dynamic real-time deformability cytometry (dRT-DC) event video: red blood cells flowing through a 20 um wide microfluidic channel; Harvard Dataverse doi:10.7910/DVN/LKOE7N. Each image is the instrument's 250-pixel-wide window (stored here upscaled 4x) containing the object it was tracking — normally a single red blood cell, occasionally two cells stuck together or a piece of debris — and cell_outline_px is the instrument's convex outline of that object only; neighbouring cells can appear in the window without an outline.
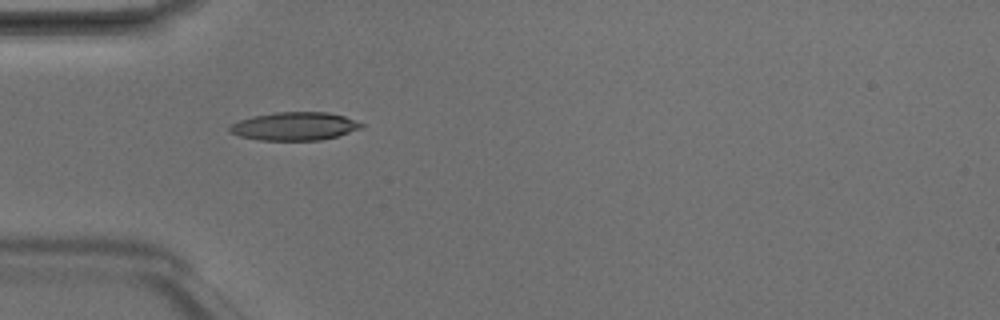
{"species": "Egyptian fruit bat (a non-hibernating species)", "species_latin": "Rousettus aegyptiacus", "temperature_condition": "room temperature", "stored_images_in_passage": 4, "camera_frame_rate_fps": 3000, "um_per_image_px": 0.085, "animal": {"sex": "male"}, "frame": {"image": 1, "passage_image": 4, "time_ms": 1.0, "image_size_px": [1000, 320], "cell_outline_px": [[364, 128], [336, 136], [320, 140], [260, 140], [240, 136], [232, 132], [228, 128], [232, 124], [240, 120], [252, 116], [276, 112], [328, 112], [344, 116], [364, 124]], "centroid_in_image_um": [25.07, 10.72], "position_along_channel_um": 59.9, "area_um2": 21.5}}